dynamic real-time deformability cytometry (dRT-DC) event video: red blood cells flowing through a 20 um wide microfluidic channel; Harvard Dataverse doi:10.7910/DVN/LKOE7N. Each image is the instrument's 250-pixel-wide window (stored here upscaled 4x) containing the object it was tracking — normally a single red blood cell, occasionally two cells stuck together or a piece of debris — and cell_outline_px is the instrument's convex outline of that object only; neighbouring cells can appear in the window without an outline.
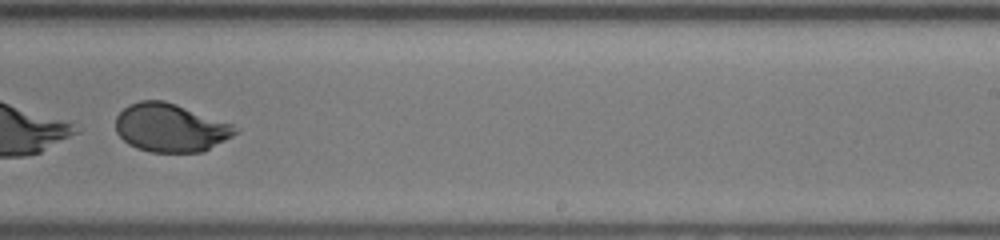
{"species": "human", "species_latin": "Homo sapiens", "temperature_condition": "room temperature", "stored_images_in_passage": 46, "segment_of_instrument_passage": [2, 2], "camera_frame_rate_fps": 3000, "um_per_image_px": 0.085, "donor": {"sex": "female"}, "frame": {"image": 1, "passage_image": 31, "time_ms": 10.0, "image_size_px": [1000, 240], "cell_outline_px": [[240, 132], [204, 152], [152, 152], [136, 148], [128, 144], [116, 132], [116, 116], [128, 104], [140, 100], [164, 100], [176, 104], [232, 124], [240, 128]], "centroid_in_image_um": [14.5, 10.86], "position_along_channel_um": 274.5, "area_um2": 33.81}}